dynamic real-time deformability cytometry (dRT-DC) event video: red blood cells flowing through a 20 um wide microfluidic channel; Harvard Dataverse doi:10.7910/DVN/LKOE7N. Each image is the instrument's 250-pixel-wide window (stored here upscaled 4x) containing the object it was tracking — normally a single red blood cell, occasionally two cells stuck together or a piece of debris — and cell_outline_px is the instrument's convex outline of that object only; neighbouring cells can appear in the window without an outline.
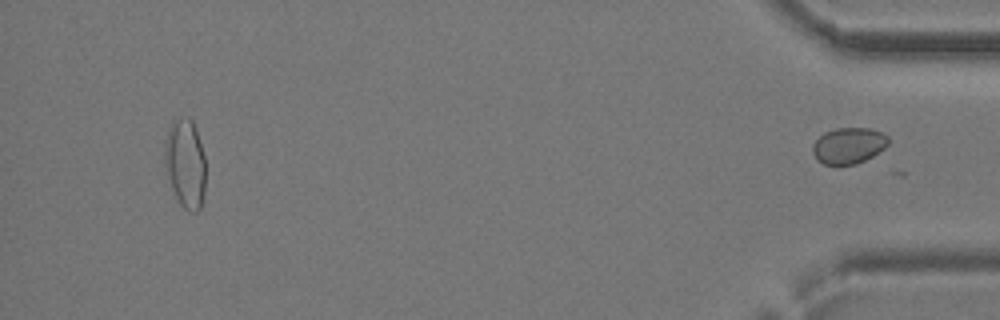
{"species": "common noctule bat (a hibernating species)", "species_latin": "Nyctalus noctula", "temperature_condition": "cold", "stored_images_in_passage": 31, "segment_of_instrument_passage": [2, 2], "camera_frame_rate_fps": 3000, "um_per_image_px": 0.085, "animal": {"sex": "female", "body_mass_g": 24.6, "forearm_length_mm": 56.2}, "frame": {"image": 1, "passage_image": 31, "time_ms": 10.0, "image_size_px": [1000, 320], "cell_outline_px": [[888, 144], [884, 148], [872, 156], [856, 164], [824, 164], [816, 160], [812, 152], [812, 144], [824, 132], [836, 128], [872, 128], [888, 136]], "centroid_in_image_um": [72.11, 12.37], "position_along_channel_um": 363.1, "area_um2": 15.9}}